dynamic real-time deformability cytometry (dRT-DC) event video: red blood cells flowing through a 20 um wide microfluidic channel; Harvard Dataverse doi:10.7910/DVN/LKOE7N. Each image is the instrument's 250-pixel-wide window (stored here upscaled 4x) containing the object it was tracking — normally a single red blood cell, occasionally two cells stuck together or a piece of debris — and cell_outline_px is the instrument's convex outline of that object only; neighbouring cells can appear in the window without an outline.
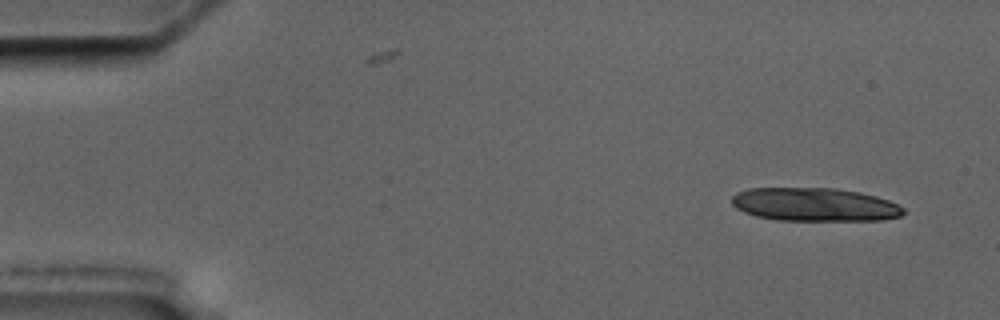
{"species": "common noctule bat (a hibernating species)", "species_latin": "Nyctalus noctula", "temperature_condition": "cold", "stored_images_in_passage": 4, "camera_frame_rate_fps": 3000, "um_per_image_px": 0.085, "animal": {"sex": "male", "body_mass_g": 17.5, "forearm_length_mm": 52.3}, "frame": {"image": 1, "passage_image": 1, "time_ms": 0.0, "image_size_px": [1000, 320], "cell_outline_px": [[904, 212], [900, 216], [880, 220], [776, 220], [756, 216], [744, 212], [736, 208], [732, 204], [732, 196], [736, 192], [748, 188], [836, 188], [860, 192], [876, 196], [888, 200], [904, 208]], "centroid_in_image_um": [69.21, 17.38], "position_along_channel_um": 15.8, "area_um2": 33.41}}